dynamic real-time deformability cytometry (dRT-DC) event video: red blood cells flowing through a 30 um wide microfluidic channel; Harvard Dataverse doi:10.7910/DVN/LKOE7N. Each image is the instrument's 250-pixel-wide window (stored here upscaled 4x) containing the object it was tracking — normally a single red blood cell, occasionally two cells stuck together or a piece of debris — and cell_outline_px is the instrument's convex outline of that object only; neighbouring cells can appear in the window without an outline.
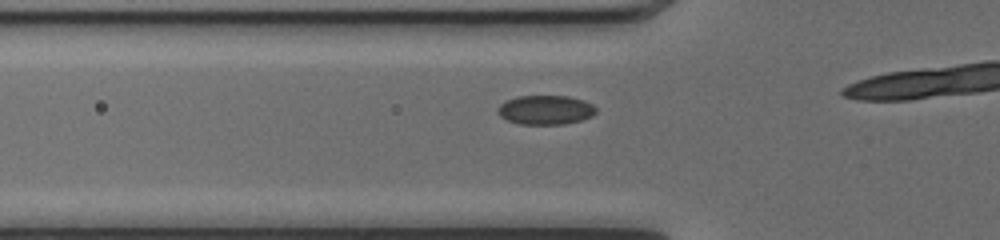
{"species": "common noctule bat (a hibernating species)", "species_latin": "Nyctalus noctula", "temperature_condition": "cold", "stored_images_in_passage": 16, "camera_frame_rate_fps": 3000, "um_per_image_px": 0.085, "animal": {"sex": "female", "body_mass_g": 17.0, "forearm_length_mm": 48.0}, "frame": {"image": 1, "passage_image": 12, "time_ms": 3.667, "image_size_px": [1000, 240], "cell_outline_px": [[596, 112], [592, 116], [580, 120], [564, 124], [520, 124], [508, 120], [500, 116], [496, 112], [496, 108], [500, 104], [516, 96], [568, 96], [584, 100], [592, 104], [596, 108]], "centroid_in_image_um": [46.36, 9.34], "position_along_channel_um": 79.4, "area_um2": 16.76}}